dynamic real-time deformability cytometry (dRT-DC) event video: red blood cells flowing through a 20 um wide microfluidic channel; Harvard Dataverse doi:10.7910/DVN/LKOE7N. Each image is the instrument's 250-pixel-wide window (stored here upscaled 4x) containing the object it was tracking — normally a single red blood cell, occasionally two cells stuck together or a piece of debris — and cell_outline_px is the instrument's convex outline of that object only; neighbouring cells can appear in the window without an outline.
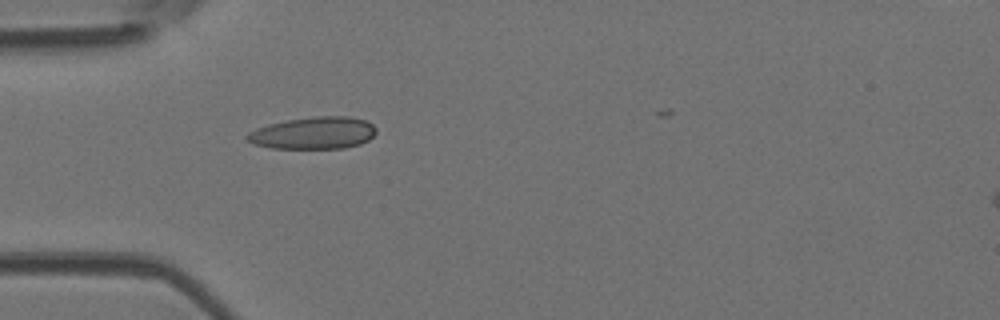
{"species": "Egyptian fruit bat (a non-hibernating species)", "species_latin": "Rousettus aegyptiacus", "temperature_condition": "room temperature", "stored_images_in_passage": 18, "camera_frame_rate_fps": 3000, "um_per_image_px": 0.085, "animal": {"sex": "female"}, "frame": {"image": 1, "passage_image": 1, "time_ms": 0.0, "image_size_px": [1000, 320], "cell_outline_px": [[376, 132], [368, 140], [360, 144], [344, 148], [272, 148], [252, 144], [244, 136], [248, 132], [256, 128], [268, 124], [288, 120], [316, 116], [348, 116], [364, 120], [372, 124], [376, 128]], "centroid_in_image_um": [26.62, 11.31], "position_along_channel_um": 58.4, "area_um2": 24.16}}
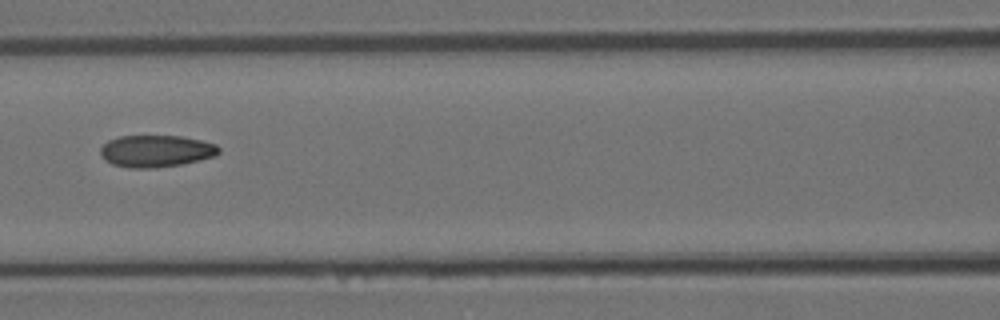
{"frame": {"image": 2, "passage_image": 8, "time_ms": 2.333, "image_size_px": [1000, 320], "cell_outline_px": [[220, 152], [216, 156], [200, 160], [180, 164], [156, 168], [128, 168], [112, 164], [104, 160], [100, 156], [100, 148], [108, 140], [120, 136], [180, 136], [200, 140], [216, 144], [220, 148]], "centroid_in_image_um": [13.25, 12.85], "position_along_channel_um": 153.4, "area_um2": 22.2}}
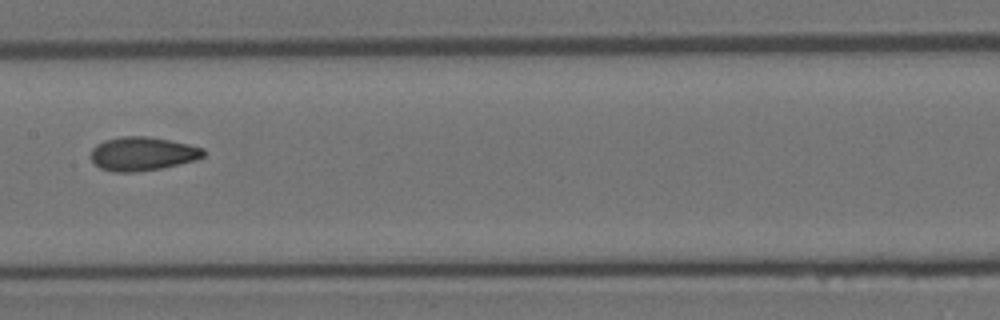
{"frame": {"image": 3, "passage_image": 11, "time_ms": 3.333, "image_size_px": [1000, 320], "cell_outline_px": [[204, 156], [196, 160], [160, 168], [136, 172], [112, 172], [100, 168], [92, 160], [92, 148], [96, 144], [104, 140], [124, 136], [148, 136], [188, 144], [204, 148]], "centroid_in_image_um": [12.1, 13.07], "position_along_channel_um": 195.3, "area_um2": 22.02}}